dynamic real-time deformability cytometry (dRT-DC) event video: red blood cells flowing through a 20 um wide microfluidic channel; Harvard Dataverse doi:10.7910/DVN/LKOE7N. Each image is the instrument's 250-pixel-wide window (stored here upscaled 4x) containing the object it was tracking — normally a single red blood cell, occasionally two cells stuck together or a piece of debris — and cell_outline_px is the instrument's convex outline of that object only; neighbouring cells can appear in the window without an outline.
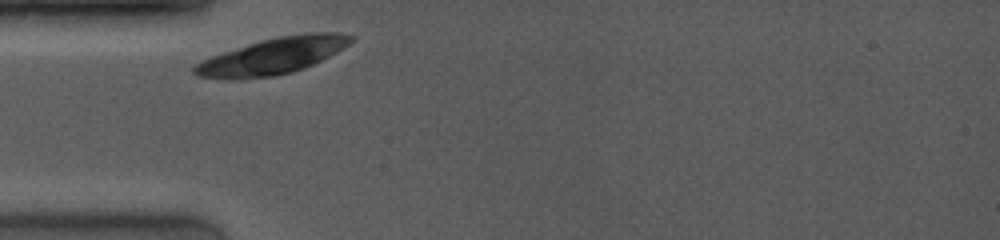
{"species": "common noctule bat (a hibernating species)", "species_latin": "Nyctalus noctula", "temperature_condition": "room temperature", "stored_images_in_passage": 1, "camera_frame_rate_fps": 4000, "um_per_image_px": 0.085, "animal": {"sex": "female", "body_mass_g": 19.0, "forearm_length_mm": 53.3}, "frame": {"image": 1, "passage_image": 1, "time_ms": 0.0, "image_size_px": [1000, 240], "cell_outline_px": [[356, 36], [348, 44], [336, 52], [304, 68], [292, 72], [272, 76], [240, 80], [228, 80], [196, 76], [192, 72], [192, 68], [196, 64], [212, 56], [248, 44], [280, 36], [308, 32], [336, 32]], "centroid_in_image_um": [23.15, 4.78], "position_along_channel_um": 61.8, "area_um2": 32.89}}